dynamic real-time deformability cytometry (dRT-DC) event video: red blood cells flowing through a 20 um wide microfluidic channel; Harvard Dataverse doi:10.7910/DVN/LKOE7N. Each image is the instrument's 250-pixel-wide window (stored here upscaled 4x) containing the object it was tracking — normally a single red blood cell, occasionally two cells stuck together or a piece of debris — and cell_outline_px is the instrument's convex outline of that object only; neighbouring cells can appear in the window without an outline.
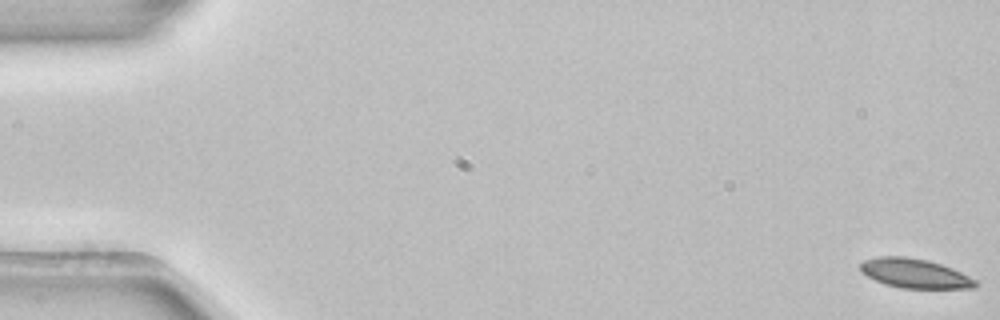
{"species": "common noctule bat (a hibernating species)", "species_latin": "Nyctalus noctula", "temperature_condition": "room temperature", "stored_images_in_passage": 4, "camera_frame_rate_fps": 3000, "um_per_image_px": 0.085, "animal": {"sex": "female", "body_mass_g": 22.7, "forearm_length_mm": 54.2}, "frame": {"image": 1, "passage_image": 1, "time_ms": 0.0, "image_size_px": [1000, 320], "cell_outline_px": [[976, 288], [900, 288], [884, 284], [860, 272], [860, 264], [864, 260], [876, 256], [904, 256], [928, 260], [952, 268], [976, 280]], "centroid_in_image_um": [77.72, 23.23], "position_along_channel_um": 7.3, "area_um2": 19.65}}